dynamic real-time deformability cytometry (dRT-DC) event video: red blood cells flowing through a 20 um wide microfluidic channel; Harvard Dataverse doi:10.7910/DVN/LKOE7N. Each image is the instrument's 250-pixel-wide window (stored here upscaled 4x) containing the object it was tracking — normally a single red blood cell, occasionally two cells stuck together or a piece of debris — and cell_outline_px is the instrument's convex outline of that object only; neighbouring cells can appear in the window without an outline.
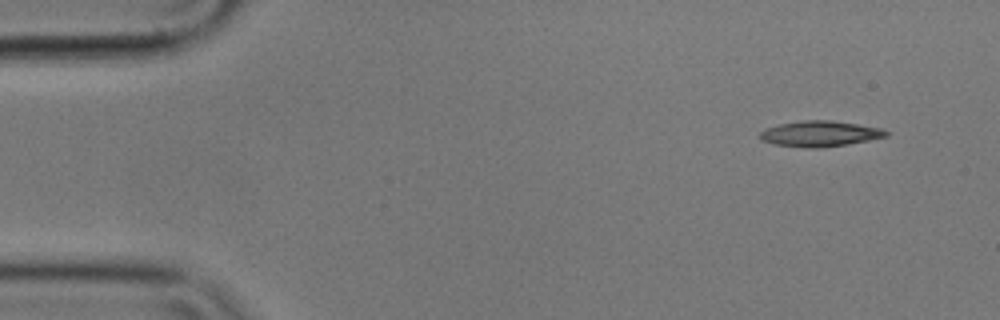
{"species": "common noctule bat (a hibernating species)", "species_latin": "Nyctalus noctula", "temperature_condition": "cold", "stored_images_in_passage": 3, "camera_frame_rate_fps": 3000, "um_per_image_px": 0.085, "animal": {"sex": "male", "body_mass_g": 17.9}, "frame": {"image": 1, "passage_image": 1, "time_ms": 0.0, "image_size_px": [1000, 320], "cell_outline_px": [[888, 136], [868, 140], [844, 144], [816, 148], [808, 148], [772, 144], [760, 140], [760, 132], [764, 128], [780, 124], [800, 120], [832, 120], [880, 128], [888, 132]], "centroid_in_image_um": [69.62, 11.36], "position_along_channel_um": 15.4, "area_um2": 18.73}}